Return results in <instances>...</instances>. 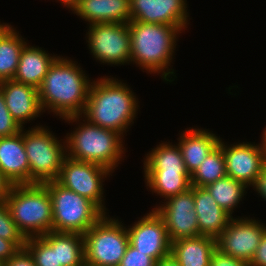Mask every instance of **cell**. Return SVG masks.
I'll use <instances>...</instances> for the list:
<instances>
[{"mask_svg":"<svg viewBox=\"0 0 266 266\" xmlns=\"http://www.w3.org/2000/svg\"><path fill=\"white\" fill-rule=\"evenodd\" d=\"M54 133L38 125L24 131L23 139L30 167V184L55 181L67 156L66 139L58 140ZM61 141V142H60ZM63 143V144H62Z\"/></svg>","mask_w":266,"mask_h":266,"instance_id":"52a82bcc","label":"cell"},{"mask_svg":"<svg viewBox=\"0 0 266 266\" xmlns=\"http://www.w3.org/2000/svg\"><path fill=\"white\" fill-rule=\"evenodd\" d=\"M0 90L9 113L22 128L27 121H33L43 114L38 89L35 87L11 79L1 81Z\"/></svg>","mask_w":266,"mask_h":266,"instance_id":"2e32d148","label":"cell"},{"mask_svg":"<svg viewBox=\"0 0 266 266\" xmlns=\"http://www.w3.org/2000/svg\"><path fill=\"white\" fill-rule=\"evenodd\" d=\"M57 57V55L47 53L41 47L26 43L20 53L18 68L13 80L38 89Z\"/></svg>","mask_w":266,"mask_h":266,"instance_id":"44dd1931","label":"cell"},{"mask_svg":"<svg viewBox=\"0 0 266 266\" xmlns=\"http://www.w3.org/2000/svg\"><path fill=\"white\" fill-rule=\"evenodd\" d=\"M0 237L12 241L19 249L24 248L27 240L11 218L5 201H0Z\"/></svg>","mask_w":266,"mask_h":266,"instance_id":"f546056e","label":"cell"},{"mask_svg":"<svg viewBox=\"0 0 266 266\" xmlns=\"http://www.w3.org/2000/svg\"><path fill=\"white\" fill-rule=\"evenodd\" d=\"M210 266H250L246 261L231 257L216 249L210 260Z\"/></svg>","mask_w":266,"mask_h":266,"instance_id":"d6a6232c","label":"cell"},{"mask_svg":"<svg viewBox=\"0 0 266 266\" xmlns=\"http://www.w3.org/2000/svg\"><path fill=\"white\" fill-rule=\"evenodd\" d=\"M24 248L31 255L35 266H57L55 231L27 238Z\"/></svg>","mask_w":266,"mask_h":266,"instance_id":"f1b7e54d","label":"cell"},{"mask_svg":"<svg viewBox=\"0 0 266 266\" xmlns=\"http://www.w3.org/2000/svg\"><path fill=\"white\" fill-rule=\"evenodd\" d=\"M226 174L248 188L252 187L266 165V149L262 143H234L227 145L222 141Z\"/></svg>","mask_w":266,"mask_h":266,"instance_id":"4fadbf2b","label":"cell"},{"mask_svg":"<svg viewBox=\"0 0 266 266\" xmlns=\"http://www.w3.org/2000/svg\"><path fill=\"white\" fill-rule=\"evenodd\" d=\"M25 44L26 41L13 26L0 22V82L14 78Z\"/></svg>","mask_w":266,"mask_h":266,"instance_id":"603a6c76","label":"cell"},{"mask_svg":"<svg viewBox=\"0 0 266 266\" xmlns=\"http://www.w3.org/2000/svg\"><path fill=\"white\" fill-rule=\"evenodd\" d=\"M138 102L126 83L116 77L103 76L96 81L92 80L82 118L124 137L137 116Z\"/></svg>","mask_w":266,"mask_h":266,"instance_id":"7a4b0ae2","label":"cell"},{"mask_svg":"<svg viewBox=\"0 0 266 266\" xmlns=\"http://www.w3.org/2000/svg\"><path fill=\"white\" fill-rule=\"evenodd\" d=\"M164 201V204L154 207L153 210L163 219L170 241L199 236L194 186Z\"/></svg>","mask_w":266,"mask_h":266,"instance_id":"7c38bea8","label":"cell"},{"mask_svg":"<svg viewBox=\"0 0 266 266\" xmlns=\"http://www.w3.org/2000/svg\"><path fill=\"white\" fill-rule=\"evenodd\" d=\"M144 170H164V172H188L178 144L162 142L147 153Z\"/></svg>","mask_w":266,"mask_h":266,"instance_id":"d4e9b609","label":"cell"},{"mask_svg":"<svg viewBox=\"0 0 266 266\" xmlns=\"http://www.w3.org/2000/svg\"><path fill=\"white\" fill-rule=\"evenodd\" d=\"M226 166L222 151V139L191 175V186L205 187L225 177Z\"/></svg>","mask_w":266,"mask_h":266,"instance_id":"83f0119b","label":"cell"},{"mask_svg":"<svg viewBox=\"0 0 266 266\" xmlns=\"http://www.w3.org/2000/svg\"><path fill=\"white\" fill-rule=\"evenodd\" d=\"M207 129L190 127L178 137V147L190 175L199 167L208 154L219 144L220 136Z\"/></svg>","mask_w":266,"mask_h":266,"instance_id":"ffe728a7","label":"cell"},{"mask_svg":"<svg viewBox=\"0 0 266 266\" xmlns=\"http://www.w3.org/2000/svg\"><path fill=\"white\" fill-rule=\"evenodd\" d=\"M119 266H156V261L129 244Z\"/></svg>","mask_w":266,"mask_h":266,"instance_id":"1f68e13d","label":"cell"},{"mask_svg":"<svg viewBox=\"0 0 266 266\" xmlns=\"http://www.w3.org/2000/svg\"><path fill=\"white\" fill-rule=\"evenodd\" d=\"M253 190L259 194L266 201V165L257 177L255 184L252 186Z\"/></svg>","mask_w":266,"mask_h":266,"instance_id":"8d00e7d4","label":"cell"},{"mask_svg":"<svg viewBox=\"0 0 266 266\" xmlns=\"http://www.w3.org/2000/svg\"><path fill=\"white\" fill-rule=\"evenodd\" d=\"M266 231L264 223L248 217L232 218L216 239L217 249L226 255L250 263Z\"/></svg>","mask_w":266,"mask_h":266,"instance_id":"8fae6325","label":"cell"},{"mask_svg":"<svg viewBox=\"0 0 266 266\" xmlns=\"http://www.w3.org/2000/svg\"><path fill=\"white\" fill-rule=\"evenodd\" d=\"M68 8L88 25L131 21L130 0H75Z\"/></svg>","mask_w":266,"mask_h":266,"instance_id":"ac0fdd59","label":"cell"},{"mask_svg":"<svg viewBox=\"0 0 266 266\" xmlns=\"http://www.w3.org/2000/svg\"><path fill=\"white\" fill-rule=\"evenodd\" d=\"M12 184L5 178L0 170V201H5Z\"/></svg>","mask_w":266,"mask_h":266,"instance_id":"74e56055","label":"cell"},{"mask_svg":"<svg viewBox=\"0 0 266 266\" xmlns=\"http://www.w3.org/2000/svg\"><path fill=\"white\" fill-rule=\"evenodd\" d=\"M128 29L131 41L130 63L136 64L148 74L162 73L161 77L166 82L174 81V78H170L171 75L176 78L174 69L168 66H171L182 30L177 26L139 21H130Z\"/></svg>","mask_w":266,"mask_h":266,"instance_id":"3957f363","label":"cell"},{"mask_svg":"<svg viewBox=\"0 0 266 266\" xmlns=\"http://www.w3.org/2000/svg\"><path fill=\"white\" fill-rule=\"evenodd\" d=\"M89 51L96 61L107 65L130 63L131 41L127 23H95L87 32Z\"/></svg>","mask_w":266,"mask_h":266,"instance_id":"30bf717a","label":"cell"},{"mask_svg":"<svg viewBox=\"0 0 266 266\" xmlns=\"http://www.w3.org/2000/svg\"><path fill=\"white\" fill-rule=\"evenodd\" d=\"M129 244L156 262L171 255V241L163 219L151 210L132 226H128Z\"/></svg>","mask_w":266,"mask_h":266,"instance_id":"5bb4252c","label":"cell"},{"mask_svg":"<svg viewBox=\"0 0 266 266\" xmlns=\"http://www.w3.org/2000/svg\"><path fill=\"white\" fill-rule=\"evenodd\" d=\"M147 189L168 199L191 188V175L188 172H164V170H144Z\"/></svg>","mask_w":266,"mask_h":266,"instance_id":"cb8c5ba5","label":"cell"},{"mask_svg":"<svg viewBox=\"0 0 266 266\" xmlns=\"http://www.w3.org/2000/svg\"><path fill=\"white\" fill-rule=\"evenodd\" d=\"M156 266H180V264L174 259L172 255L160 259L156 262Z\"/></svg>","mask_w":266,"mask_h":266,"instance_id":"f35d334b","label":"cell"},{"mask_svg":"<svg viewBox=\"0 0 266 266\" xmlns=\"http://www.w3.org/2000/svg\"><path fill=\"white\" fill-rule=\"evenodd\" d=\"M217 204L232 216L248 187L228 175L204 187ZM247 188V189H246Z\"/></svg>","mask_w":266,"mask_h":266,"instance_id":"484cf974","label":"cell"},{"mask_svg":"<svg viewBox=\"0 0 266 266\" xmlns=\"http://www.w3.org/2000/svg\"><path fill=\"white\" fill-rule=\"evenodd\" d=\"M126 227L122 221L104 214L83 235L85 265L119 266L129 245Z\"/></svg>","mask_w":266,"mask_h":266,"instance_id":"ba28073f","label":"cell"},{"mask_svg":"<svg viewBox=\"0 0 266 266\" xmlns=\"http://www.w3.org/2000/svg\"><path fill=\"white\" fill-rule=\"evenodd\" d=\"M0 170L12 185L30 184L23 128L16 135L0 137Z\"/></svg>","mask_w":266,"mask_h":266,"instance_id":"e0dca14e","label":"cell"},{"mask_svg":"<svg viewBox=\"0 0 266 266\" xmlns=\"http://www.w3.org/2000/svg\"><path fill=\"white\" fill-rule=\"evenodd\" d=\"M261 143H262V145L265 147V149H266V127H265V129L263 130V134H262V138H261Z\"/></svg>","mask_w":266,"mask_h":266,"instance_id":"60d3db41","label":"cell"},{"mask_svg":"<svg viewBox=\"0 0 266 266\" xmlns=\"http://www.w3.org/2000/svg\"><path fill=\"white\" fill-rule=\"evenodd\" d=\"M80 118L82 115L63 119L68 124L73 122L78 124L75 130L64 137L67 156L75 160L99 164L114 172L125 154L123 136L114 130L99 127L87 119Z\"/></svg>","mask_w":266,"mask_h":266,"instance_id":"277c9868","label":"cell"},{"mask_svg":"<svg viewBox=\"0 0 266 266\" xmlns=\"http://www.w3.org/2000/svg\"><path fill=\"white\" fill-rule=\"evenodd\" d=\"M21 130L22 127L9 113L4 95L0 90V137L13 136Z\"/></svg>","mask_w":266,"mask_h":266,"instance_id":"4dcf8cb0","label":"cell"},{"mask_svg":"<svg viewBox=\"0 0 266 266\" xmlns=\"http://www.w3.org/2000/svg\"><path fill=\"white\" fill-rule=\"evenodd\" d=\"M5 203L11 218L26 238L52 231L51 198L44 184L12 185Z\"/></svg>","mask_w":266,"mask_h":266,"instance_id":"5b68a950","label":"cell"},{"mask_svg":"<svg viewBox=\"0 0 266 266\" xmlns=\"http://www.w3.org/2000/svg\"><path fill=\"white\" fill-rule=\"evenodd\" d=\"M216 249L217 240L202 235L171 242V255L180 266H210Z\"/></svg>","mask_w":266,"mask_h":266,"instance_id":"7402d4cb","label":"cell"},{"mask_svg":"<svg viewBox=\"0 0 266 266\" xmlns=\"http://www.w3.org/2000/svg\"><path fill=\"white\" fill-rule=\"evenodd\" d=\"M0 266H5V262L0 259Z\"/></svg>","mask_w":266,"mask_h":266,"instance_id":"b9f144b4","label":"cell"},{"mask_svg":"<svg viewBox=\"0 0 266 266\" xmlns=\"http://www.w3.org/2000/svg\"><path fill=\"white\" fill-rule=\"evenodd\" d=\"M20 249L12 242L0 237V259L4 262L8 261Z\"/></svg>","mask_w":266,"mask_h":266,"instance_id":"d590c367","label":"cell"},{"mask_svg":"<svg viewBox=\"0 0 266 266\" xmlns=\"http://www.w3.org/2000/svg\"><path fill=\"white\" fill-rule=\"evenodd\" d=\"M60 1L61 4L64 5V7H69L75 0H57Z\"/></svg>","mask_w":266,"mask_h":266,"instance_id":"ab89813d","label":"cell"},{"mask_svg":"<svg viewBox=\"0 0 266 266\" xmlns=\"http://www.w3.org/2000/svg\"><path fill=\"white\" fill-rule=\"evenodd\" d=\"M75 62L58 56L49 67L38 88L43 112L49 110L61 119L83 114L92 81Z\"/></svg>","mask_w":266,"mask_h":266,"instance_id":"6da1fadb","label":"cell"},{"mask_svg":"<svg viewBox=\"0 0 266 266\" xmlns=\"http://www.w3.org/2000/svg\"><path fill=\"white\" fill-rule=\"evenodd\" d=\"M249 264L250 266H266V231Z\"/></svg>","mask_w":266,"mask_h":266,"instance_id":"e575fe53","label":"cell"},{"mask_svg":"<svg viewBox=\"0 0 266 266\" xmlns=\"http://www.w3.org/2000/svg\"><path fill=\"white\" fill-rule=\"evenodd\" d=\"M43 184L51 198L52 231L84 235L104 215L88 198L64 188L56 180Z\"/></svg>","mask_w":266,"mask_h":266,"instance_id":"8992f818","label":"cell"},{"mask_svg":"<svg viewBox=\"0 0 266 266\" xmlns=\"http://www.w3.org/2000/svg\"><path fill=\"white\" fill-rule=\"evenodd\" d=\"M194 202L199 236L217 239L233 216L223 210L204 187L194 186Z\"/></svg>","mask_w":266,"mask_h":266,"instance_id":"d6986e66","label":"cell"},{"mask_svg":"<svg viewBox=\"0 0 266 266\" xmlns=\"http://www.w3.org/2000/svg\"><path fill=\"white\" fill-rule=\"evenodd\" d=\"M186 0H130L131 21L188 28ZM185 29V30H184Z\"/></svg>","mask_w":266,"mask_h":266,"instance_id":"9a60e30c","label":"cell"},{"mask_svg":"<svg viewBox=\"0 0 266 266\" xmlns=\"http://www.w3.org/2000/svg\"><path fill=\"white\" fill-rule=\"evenodd\" d=\"M57 266L85 264L84 236L79 233L56 232Z\"/></svg>","mask_w":266,"mask_h":266,"instance_id":"4316f807","label":"cell"},{"mask_svg":"<svg viewBox=\"0 0 266 266\" xmlns=\"http://www.w3.org/2000/svg\"><path fill=\"white\" fill-rule=\"evenodd\" d=\"M5 266H35V264L29 252L22 248L5 262Z\"/></svg>","mask_w":266,"mask_h":266,"instance_id":"836d02e7","label":"cell"},{"mask_svg":"<svg viewBox=\"0 0 266 266\" xmlns=\"http://www.w3.org/2000/svg\"><path fill=\"white\" fill-rule=\"evenodd\" d=\"M112 173L99 164L79 161L66 156L56 181L64 188L88 198L104 214H107L103 182L108 175L112 176Z\"/></svg>","mask_w":266,"mask_h":266,"instance_id":"9c48e42d","label":"cell"}]
</instances>
